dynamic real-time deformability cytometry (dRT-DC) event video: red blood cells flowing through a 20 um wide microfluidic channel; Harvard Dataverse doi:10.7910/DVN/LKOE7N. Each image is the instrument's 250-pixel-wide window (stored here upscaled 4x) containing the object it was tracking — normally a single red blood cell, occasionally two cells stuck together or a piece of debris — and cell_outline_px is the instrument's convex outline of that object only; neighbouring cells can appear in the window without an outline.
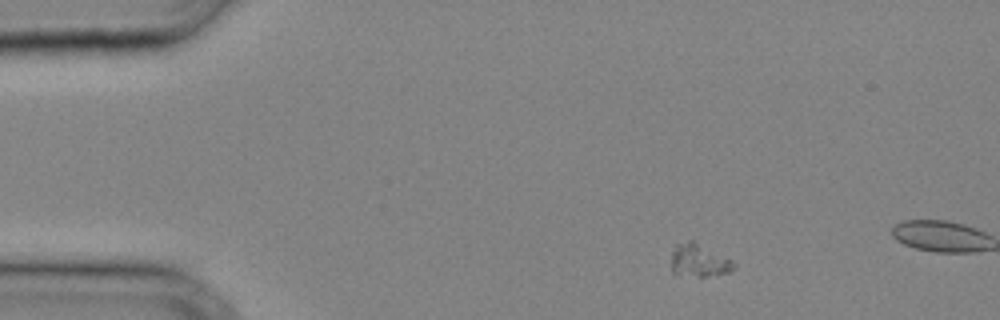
{"species": "common noctule bat (a hibernating species)", "species_latin": "Nyctalus noctula", "temperature_condition": "cold", "stored_images_in_passage": 4, "segment_of_instrument_passage": [1, 2], "camera_frame_rate_fps": 3000, "um_per_image_px": 0.085, "animal": {"sex": "male", "body_mass_g": 20.4}, "frame": {"image": 1, "passage_image": 1, "time_ms": 0.0, "image_size_px": [1000, 320], "cell_outline_px": [[736, 268], [728, 272], [704, 276], [676, 276], [672, 272], [672, 252], [676, 244], [688, 240], [692, 240], [732, 260], [736, 264]], "centroid_in_image_um": [59.39, 22.15], "position_along_channel_um": 25.6, "area_um2": 11.96}}